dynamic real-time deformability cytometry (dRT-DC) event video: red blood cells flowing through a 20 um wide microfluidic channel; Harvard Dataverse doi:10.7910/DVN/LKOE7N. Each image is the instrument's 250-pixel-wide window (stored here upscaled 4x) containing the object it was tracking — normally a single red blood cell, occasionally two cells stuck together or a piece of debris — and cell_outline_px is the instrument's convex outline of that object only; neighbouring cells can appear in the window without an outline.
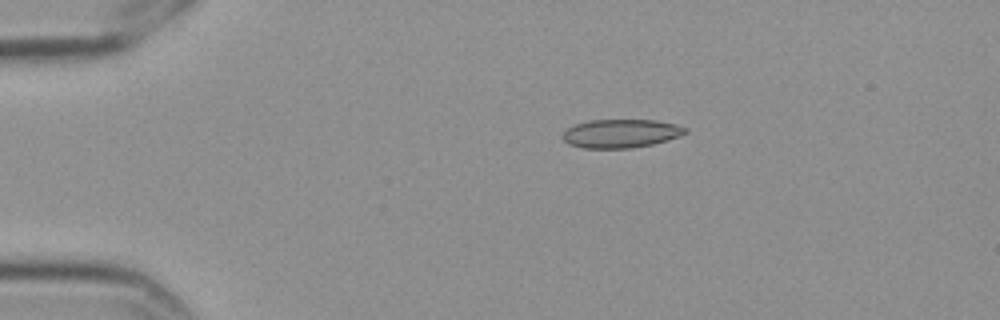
{"species": "Egyptian fruit bat (a non-hibernating species)", "species_latin": "Rousettus aegyptiacus", "temperature_condition": "cold", "stored_images_in_passage": 5, "camera_frame_rate_fps": 3000, "um_per_image_px": 0.085, "frame": {"image": 1, "passage_image": 3, "time_ms": 0.667, "image_size_px": [1000, 320], "cell_outline_px": [[688, 132], [680, 136], [652, 144], [632, 148], [584, 148], [568, 144], [564, 140], [564, 132], [568, 128], [576, 124], [588, 120], [656, 120], [676, 124], [688, 128]], "centroid_in_image_um": [52.81, 11.34], "position_along_channel_um": 32.2, "area_um2": 20.35}}